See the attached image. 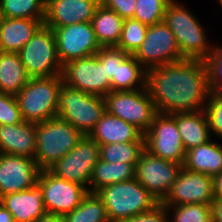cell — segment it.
Here are the masks:
<instances>
[{
    "mask_svg": "<svg viewBox=\"0 0 222 222\" xmlns=\"http://www.w3.org/2000/svg\"><path fill=\"white\" fill-rule=\"evenodd\" d=\"M100 0H46L44 25L55 27L91 22Z\"/></svg>",
    "mask_w": 222,
    "mask_h": 222,
    "instance_id": "cell-18",
    "label": "cell"
},
{
    "mask_svg": "<svg viewBox=\"0 0 222 222\" xmlns=\"http://www.w3.org/2000/svg\"><path fill=\"white\" fill-rule=\"evenodd\" d=\"M180 0H171L165 10L164 22L173 32L183 59L204 61L215 46L206 36V29Z\"/></svg>",
    "mask_w": 222,
    "mask_h": 222,
    "instance_id": "cell-2",
    "label": "cell"
},
{
    "mask_svg": "<svg viewBox=\"0 0 222 222\" xmlns=\"http://www.w3.org/2000/svg\"><path fill=\"white\" fill-rule=\"evenodd\" d=\"M0 203L11 213L14 222H34L46 213L43 192L37 183L27 190L2 196Z\"/></svg>",
    "mask_w": 222,
    "mask_h": 222,
    "instance_id": "cell-19",
    "label": "cell"
},
{
    "mask_svg": "<svg viewBox=\"0 0 222 222\" xmlns=\"http://www.w3.org/2000/svg\"><path fill=\"white\" fill-rule=\"evenodd\" d=\"M219 3L218 4H220V6L222 7V0H217Z\"/></svg>",
    "mask_w": 222,
    "mask_h": 222,
    "instance_id": "cell-46",
    "label": "cell"
},
{
    "mask_svg": "<svg viewBox=\"0 0 222 222\" xmlns=\"http://www.w3.org/2000/svg\"><path fill=\"white\" fill-rule=\"evenodd\" d=\"M134 178L135 167L131 163H110L99 159L93 170L90 192L95 193L98 189L107 185L129 181Z\"/></svg>",
    "mask_w": 222,
    "mask_h": 222,
    "instance_id": "cell-27",
    "label": "cell"
},
{
    "mask_svg": "<svg viewBox=\"0 0 222 222\" xmlns=\"http://www.w3.org/2000/svg\"><path fill=\"white\" fill-rule=\"evenodd\" d=\"M95 193L104 203L110 222H123L160 204L136 178L107 185Z\"/></svg>",
    "mask_w": 222,
    "mask_h": 222,
    "instance_id": "cell-3",
    "label": "cell"
},
{
    "mask_svg": "<svg viewBox=\"0 0 222 222\" xmlns=\"http://www.w3.org/2000/svg\"><path fill=\"white\" fill-rule=\"evenodd\" d=\"M61 75L63 83L82 92L105 97L111 91L105 64H101L96 55L67 62Z\"/></svg>",
    "mask_w": 222,
    "mask_h": 222,
    "instance_id": "cell-14",
    "label": "cell"
},
{
    "mask_svg": "<svg viewBox=\"0 0 222 222\" xmlns=\"http://www.w3.org/2000/svg\"><path fill=\"white\" fill-rule=\"evenodd\" d=\"M34 222H65L64 217L58 214L45 213Z\"/></svg>",
    "mask_w": 222,
    "mask_h": 222,
    "instance_id": "cell-43",
    "label": "cell"
},
{
    "mask_svg": "<svg viewBox=\"0 0 222 222\" xmlns=\"http://www.w3.org/2000/svg\"><path fill=\"white\" fill-rule=\"evenodd\" d=\"M211 92H222V46L215 45L204 60Z\"/></svg>",
    "mask_w": 222,
    "mask_h": 222,
    "instance_id": "cell-35",
    "label": "cell"
},
{
    "mask_svg": "<svg viewBox=\"0 0 222 222\" xmlns=\"http://www.w3.org/2000/svg\"><path fill=\"white\" fill-rule=\"evenodd\" d=\"M182 164L164 160L144 150L135 166V178L161 202L174 184Z\"/></svg>",
    "mask_w": 222,
    "mask_h": 222,
    "instance_id": "cell-13",
    "label": "cell"
},
{
    "mask_svg": "<svg viewBox=\"0 0 222 222\" xmlns=\"http://www.w3.org/2000/svg\"><path fill=\"white\" fill-rule=\"evenodd\" d=\"M144 138L145 150L150 154L183 165L186 150L176 125V114L158 113Z\"/></svg>",
    "mask_w": 222,
    "mask_h": 222,
    "instance_id": "cell-10",
    "label": "cell"
},
{
    "mask_svg": "<svg viewBox=\"0 0 222 222\" xmlns=\"http://www.w3.org/2000/svg\"><path fill=\"white\" fill-rule=\"evenodd\" d=\"M46 0H0L3 18L45 19Z\"/></svg>",
    "mask_w": 222,
    "mask_h": 222,
    "instance_id": "cell-31",
    "label": "cell"
},
{
    "mask_svg": "<svg viewBox=\"0 0 222 222\" xmlns=\"http://www.w3.org/2000/svg\"><path fill=\"white\" fill-rule=\"evenodd\" d=\"M148 26L133 18L124 19L122 33L117 48L133 54L145 39Z\"/></svg>",
    "mask_w": 222,
    "mask_h": 222,
    "instance_id": "cell-33",
    "label": "cell"
},
{
    "mask_svg": "<svg viewBox=\"0 0 222 222\" xmlns=\"http://www.w3.org/2000/svg\"><path fill=\"white\" fill-rule=\"evenodd\" d=\"M132 55L146 70L183 60L176 38L164 21L148 26L145 39Z\"/></svg>",
    "mask_w": 222,
    "mask_h": 222,
    "instance_id": "cell-11",
    "label": "cell"
},
{
    "mask_svg": "<svg viewBox=\"0 0 222 222\" xmlns=\"http://www.w3.org/2000/svg\"><path fill=\"white\" fill-rule=\"evenodd\" d=\"M146 87V69L129 54L117 63L116 77H112L111 91L138 90Z\"/></svg>",
    "mask_w": 222,
    "mask_h": 222,
    "instance_id": "cell-28",
    "label": "cell"
},
{
    "mask_svg": "<svg viewBox=\"0 0 222 222\" xmlns=\"http://www.w3.org/2000/svg\"><path fill=\"white\" fill-rule=\"evenodd\" d=\"M212 222H222V199L211 202Z\"/></svg>",
    "mask_w": 222,
    "mask_h": 222,
    "instance_id": "cell-41",
    "label": "cell"
},
{
    "mask_svg": "<svg viewBox=\"0 0 222 222\" xmlns=\"http://www.w3.org/2000/svg\"><path fill=\"white\" fill-rule=\"evenodd\" d=\"M105 111L104 97L62 83L57 117L73 125L83 135H89Z\"/></svg>",
    "mask_w": 222,
    "mask_h": 222,
    "instance_id": "cell-6",
    "label": "cell"
},
{
    "mask_svg": "<svg viewBox=\"0 0 222 222\" xmlns=\"http://www.w3.org/2000/svg\"><path fill=\"white\" fill-rule=\"evenodd\" d=\"M31 78L53 77L62 74L63 66L57 55L53 29L44 24L18 52Z\"/></svg>",
    "mask_w": 222,
    "mask_h": 222,
    "instance_id": "cell-7",
    "label": "cell"
},
{
    "mask_svg": "<svg viewBox=\"0 0 222 222\" xmlns=\"http://www.w3.org/2000/svg\"><path fill=\"white\" fill-rule=\"evenodd\" d=\"M2 12H1V8H0V24H1V21H2Z\"/></svg>",
    "mask_w": 222,
    "mask_h": 222,
    "instance_id": "cell-45",
    "label": "cell"
},
{
    "mask_svg": "<svg viewBox=\"0 0 222 222\" xmlns=\"http://www.w3.org/2000/svg\"><path fill=\"white\" fill-rule=\"evenodd\" d=\"M0 152L35 158L36 123L0 125Z\"/></svg>",
    "mask_w": 222,
    "mask_h": 222,
    "instance_id": "cell-20",
    "label": "cell"
},
{
    "mask_svg": "<svg viewBox=\"0 0 222 222\" xmlns=\"http://www.w3.org/2000/svg\"><path fill=\"white\" fill-rule=\"evenodd\" d=\"M0 222H14L11 213L0 203Z\"/></svg>",
    "mask_w": 222,
    "mask_h": 222,
    "instance_id": "cell-44",
    "label": "cell"
},
{
    "mask_svg": "<svg viewBox=\"0 0 222 222\" xmlns=\"http://www.w3.org/2000/svg\"><path fill=\"white\" fill-rule=\"evenodd\" d=\"M43 24L38 19L2 18L0 51L18 53Z\"/></svg>",
    "mask_w": 222,
    "mask_h": 222,
    "instance_id": "cell-22",
    "label": "cell"
},
{
    "mask_svg": "<svg viewBox=\"0 0 222 222\" xmlns=\"http://www.w3.org/2000/svg\"><path fill=\"white\" fill-rule=\"evenodd\" d=\"M23 122L15 95L0 92V125Z\"/></svg>",
    "mask_w": 222,
    "mask_h": 222,
    "instance_id": "cell-38",
    "label": "cell"
},
{
    "mask_svg": "<svg viewBox=\"0 0 222 222\" xmlns=\"http://www.w3.org/2000/svg\"><path fill=\"white\" fill-rule=\"evenodd\" d=\"M214 199H222V172L212 177Z\"/></svg>",
    "mask_w": 222,
    "mask_h": 222,
    "instance_id": "cell-42",
    "label": "cell"
},
{
    "mask_svg": "<svg viewBox=\"0 0 222 222\" xmlns=\"http://www.w3.org/2000/svg\"><path fill=\"white\" fill-rule=\"evenodd\" d=\"M106 111L134 125L143 134L150 128L158 114L147 88L110 91L105 97Z\"/></svg>",
    "mask_w": 222,
    "mask_h": 222,
    "instance_id": "cell-8",
    "label": "cell"
},
{
    "mask_svg": "<svg viewBox=\"0 0 222 222\" xmlns=\"http://www.w3.org/2000/svg\"><path fill=\"white\" fill-rule=\"evenodd\" d=\"M144 150V137L140 141L100 145V159L110 163H131L135 167Z\"/></svg>",
    "mask_w": 222,
    "mask_h": 222,
    "instance_id": "cell-30",
    "label": "cell"
},
{
    "mask_svg": "<svg viewBox=\"0 0 222 222\" xmlns=\"http://www.w3.org/2000/svg\"><path fill=\"white\" fill-rule=\"evenodd\" d=\"M89 136L99 145H105L140 141L144 134L134 125L105 111Z\"/></svg>",
    "mask_w": 222,
    "mask_h": 222,
    "instance_id": "cell-21",
    "label": "cell"
},
{
    "mask_svg": "<svg viewBox=\"0 0 222 222\" xmlns=\"http://www.w3.org/2000/svg\"><path fill=\"white\" fill-rule=\"evenodd\" d=\"M84 135L58 117L36 123L35 159L41 169H48L74 148Z\"/></svg>",
    "mask_w": 222,
    "mask_h": 222,
    "instance_id": "cell-5",
    "label": "cell"
},
{
    "mask_svg": "<svg viewBox=\"0 0 222 222\" xmlns=\"http://www.w3.org/2000/svg\"><path fill=\"white\" fill-rule=\"evenodd\" d=\"M214 200L213 179L204 173L182 166L162 205L211 204Z\"/></svg>",
    "mask_w": 222,
    "mask_h": 222,
    "instance_id": "cell-16",
    "label": "cell"
},
{
    "mask_svg": "<svg viewBox=\"0 0 222 222\" xmlns=\"http://www.w3.org/2000/svg\"><path fill=\"white\" fill-rule=\"evenodd\" d=\"M37 184L43 192L46 212L62 216L79 206L89 192L84 186L56 177L48 169L41 170Z\"/></svg>",
    "mask_w": 222,
    "mask_h": 222,
    "instance_id": "cell-12",
    "label": "cell"
},
{
    "mask_svg": "<svg viewBox=\"0 0 222 222\" xmlns=\"http://www.w3.org/2000/svg\"><path fill=\"white\" fill-rule=\"evenodd\" d=\"M57 55L62 66L75 59L95 55L101 48L91 22H80L53 29Z\"/></svg>",
    "mask_w": 222,
    "mask_h": 222,
    "instance_id": "cell-15",
    "label": "cell"
},
{
    "mask_svg": "<svg viewBox=\"0 0 222 222\" xmlns=\"http://www.w3.org/2000/svg\"><path fill=\"white\" fill-rule=\"evenodd\" d=\"M146 88L158 113L205 110L211 93L206 64L183 59L146 70Z\"/></svg>",
    "mask_w": 222,
    "mask_h": 222,
    "instance_id": "cell-1",
    "label": "cell"
},
{
    "mask_svg": "<svg viewBox=\"0 0 222 222\" xmlns=\"http://www.w3.org/2000/svg\"><path fill=\"white\" fill-rule=\"evenodd\" d=\"M176 125L186 151L205 144L213 138L205 110L176 113Z\"/></svg>",
    "mask_w": 222,
    "mask_h": 222,
    "instance_id": "cell-23",
    "label": "cell"
},
{
    "mask_svg": "<svg viewBox=\"0 0 222 222\" xmlns=\"http://www.w3.org/2000/svg\"><path fill=\"white\" fill-rule=\"evenodd\" d=\"M123 222H170L165 206L161 203L147 213L136 215Z\"/></svg>",
    "mask_w": 222,
    "mask_h": 222,
    "instance_id": "cell-40",
    "label": "cell"
},
{
    "mask_svg": "<svg viewBox=\"0 0 222 222\" xmlns=\"http://www.w3.org/2000/svg\"><path fill=\"white\" fill-rule=\"evenodd\" d=\"M41 170L35 158L1 153L0 198L33 187Z\"/></svg>",
    "mask_w": 222,
    "mask_h": 222,
    "instance_id": "cell-17",
    "label": "cell"
},
{
    "mask_svg": "<svg viewBox=\"0 0 222 222\" xmlns=\"http://www.w3.org/2000/svg\"><path fill=\"white\" fill-rule=\"evenodd\" d=\"M171 0H136V10L133 19L152 26L163 22L168 3Z\"/></svg>",
    "mask_w": 222,
    "mask_h": 222,
    "instance_id": "cell-34",
    "label": "cell"
},
{
    "mask_svg": "<svg viewBox=\"0 0 222 222\" xmlns=\"http://www.w3.org/2000/svg\"><path fill=\"white\" fill-rule=\"evenodd\" d=\"M99 159L100 145L89 135H84L74 148L48 170L58 178L86 187L90 192V181Z\"/></svg>",
    "mask_w": 222,
    "mask_h": 222,
    "instance_id": "cell-9",
    "label": "cell"
},
{
    "mask_svg": "<svg viewBox=\"0 0 222 222\" xmlns=\"http://www.w3.org/2000/svg\"><path fill=\"white\" fill-rule=\"evenodd\" d=\"M170 222H212L211 204L164 205ZM171 212V213H170Z\"/></svg>",
    "mask_w": 222,
    "mask_h": 222,
    "instance_id": "cell-32",
    "label": "cell"
},
{
    "mask_svg": "<svg viewBox=\"0 0 222 222\" xmlns=\"http://www.w3.org/2000/svg\"><path fill=\"white\" fill-rule=\"evenodd\" d=\"M30 78L18 53L0 51V92L16 95Z\"/></svg>",
    "mask_w": 222,
    "mask_h": 222,
    "instance_id": "cell-25",
    "label": "cell"
},
{
    "mask_svg": "<svg viewBox=\"0 0 222 222\" xmlns=\"http://www.w3.org/2000/svg\"><path fill=\"white\" fill-rule=\"evenodd\" d=\"M124 19L115 11L100 4L91 25L96 39L101 47L117 46L123 27Z\"/></svg>",
    "mask_w": 222,
    "mask_h": 222,
    "instance_id": "cell-26",
    "label": "cell"
},
{
    "mask_svg": "<svg viewBox=\"0 0 222 222\" xmlns=\"http://www.w3.org/2000/svg\"><path fill=\"white\" fill-rule=\"evenodd\" d=\"M62 75L30 78L15 95L23 121L39 123L57 117Z\"/></svg>",
    "mask_w": 222,
    "mask_h": 222,
    "instance_id": "cell-4",
    "label": "cell"
},
{
    "mask_svg": "<svg viewBox=\"0 0 222 222\" xmlns=\"http://www.w3.org/2000/svg\"><path fill=\"white\" fill-rule=\"evenodd\" d=\"M63 217L65 222H110L104 203L92 192H88L81 204Z\"/></svg>",
    "mask_w": 222,
    "mask_h": 222,
    "instance_id": "cell-29",
    "label": "cell"
},
{
    "mask_svg": "<svg viewBox=\"0 0 222 222\" xmlns=\"http://www.w3.org/2000/svg\"><path fill=\"white\" fill-rule=\"evenodd\" d=\"M182 166L211 177L220 174L222 172V144L213 142L211 139L205 144L186 151Z\"/></svg>",
    "mask_w": 222,
    "mask_h": 222,
    "instance_id": "cell-24",
    "label": "cell"
},
{
    "mask_svg": "<svg viewBox=\"0 0 222 222\" xmlns=\"http://www.w3.org/2000/svg\"><path fill=\"white\" fill-rule=\"evenodd\" d=\"M211 136L222 139V92H211L205 108Z\"/></svg>",
    "mask_w": 222,
    "mask_h": 222,
    "instance_id": "cell-36",
    "label": "cell"
},
{
    "mask_svg": "<svg viewBox=\"0 0 222 222\" xmlns=\"http://www.w3.org/2000/svg\"><path fill=\"white\" fill-rule=\"evenodd\" d=\"M100 3L123 19L133 18L136 10V0H100Z\"/></svg>",
    "mask_w": 222,
    "mask_h": 222,
    "instance_id": "cell-39",
    "label": "cell"
},
{
    "mask_svg": "<svg viewBox=\"0 0 222 222\" xmlns=\"http://www.w3.org/2000/svg\"><path fill=\"white\" fill-rule=\"evenodd\" d=\"M101 64H105L106 76L111 82L116 77L117 63H121L129 54L116 46L101 47L95 54Z\"/></svg>",
    "mask_w": 222,
    "mask_h": 222,
    "instance_id": "cell-37",
    "label": "cell"
}]
</instances>
